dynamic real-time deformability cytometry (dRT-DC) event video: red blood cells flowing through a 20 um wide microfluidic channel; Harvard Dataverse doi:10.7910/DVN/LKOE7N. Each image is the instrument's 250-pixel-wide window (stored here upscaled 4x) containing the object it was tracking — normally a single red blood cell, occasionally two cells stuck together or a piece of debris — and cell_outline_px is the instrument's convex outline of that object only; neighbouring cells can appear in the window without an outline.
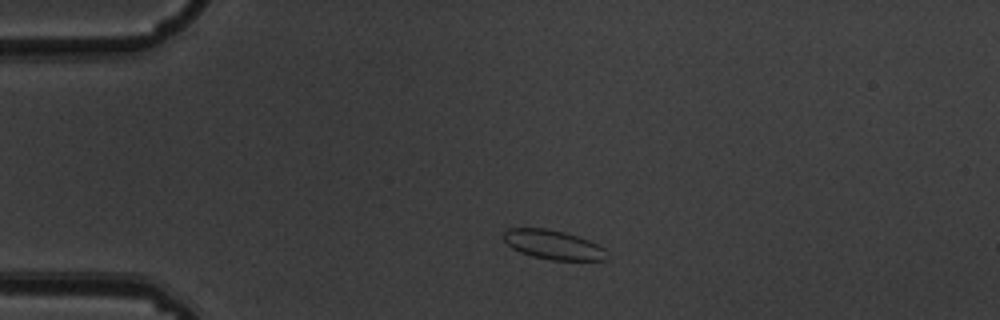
{"species": "common noctule bat (a hibernating species)", "species_latin": "Nyctalus noctula", "temperature_condition": "warm", "stored_images_in_passage": 2, "camera_frame_rate_fps": 3000, "um_per_image_px": 0.085, "animal": {"sex": "male", "body_mass_g": 19.5, "forearm_length_mm": 54.6}, "frame": {"image": 1, "passage_image": 1, "time_ms": 0.0, "image_size_px": [1000, 320], "cell_outline_px": [[608, 260], [548, 260], [532, 256], [520, 252], [512, 248], [504, 240], [504, 228], [548, 228], [564, 232], [600, 244], [604, 248]], "centroid_in_image_um": [47.01, 20.8], "position_along_channel_um": 38.0, "area_um2": 17.69}}